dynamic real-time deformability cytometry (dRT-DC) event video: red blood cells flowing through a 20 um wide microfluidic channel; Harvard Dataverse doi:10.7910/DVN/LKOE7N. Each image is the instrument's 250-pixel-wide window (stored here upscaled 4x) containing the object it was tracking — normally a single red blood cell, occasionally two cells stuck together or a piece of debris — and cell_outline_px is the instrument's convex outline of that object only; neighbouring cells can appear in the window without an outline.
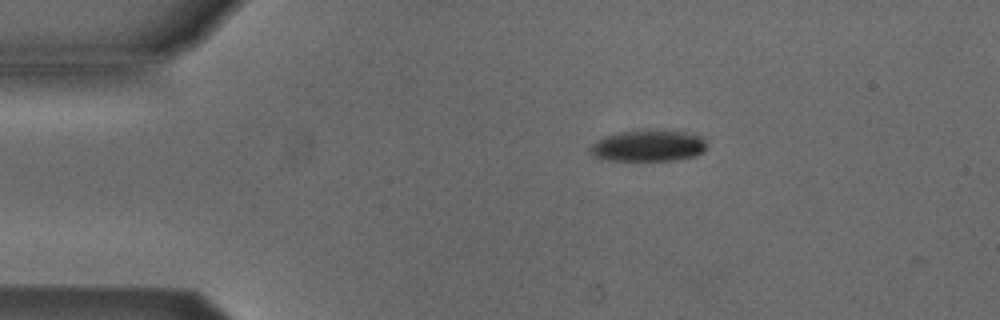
{"species": "Egyptian fruit bat (a non-hibernating species)", "species_latin": "Rousettus aegyptiacus", "temperature_condition": "cold", "stored_images_in_passage": 38, "camera_frame_rate_fps": 3000, "um_per_image_px": 0.085, "animal": {"sex": "male"}, "frame": {"image": 1, "passage_image": 1, "time_ms": 0.0, "image_size_px": [1000, 320], "cell_outline_px": [[708, 144], [704, 152], [696, 156], [676, 160], [608, 160], [592, 156], [588, 152], [588, 148], [596, 140], [604, 136], [616, 132], [648, 128], [692, 132], [700, 136]], "centroid_in_image_um": [55.11, 12.35], "position_along_channel_um": 29.9, "area_um2": 22.2}}
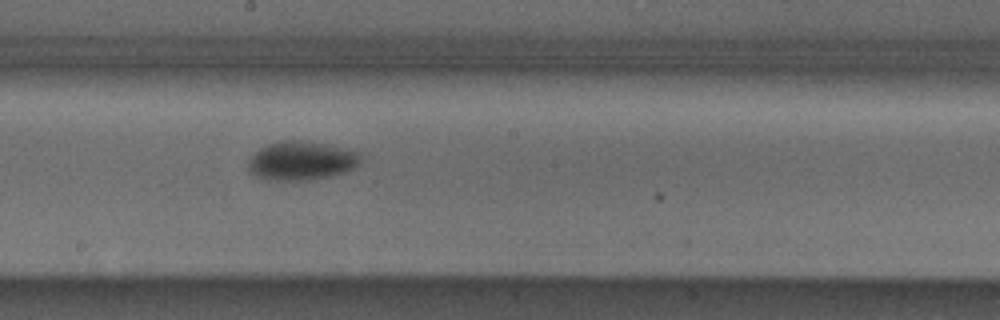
{"frame": {"image": 2, "passage_image": 20, "time_ms": 6.333, "image_size_px": [1000, 320], "cell_outline_px": [[360, 160], [352, 168], [344, 172], [328, 176], [308, 180], [268, 180], [256, 176], [248, 168], [248, 160], [260, 148], [268, 144], [280, 140], [300, 140], [324, 144], [356, 152], [360, 156]], "centroid_in_image_um": [25.55, 13.66], "position_along_channel_um": 222.7, "area_um2": 24.91}}
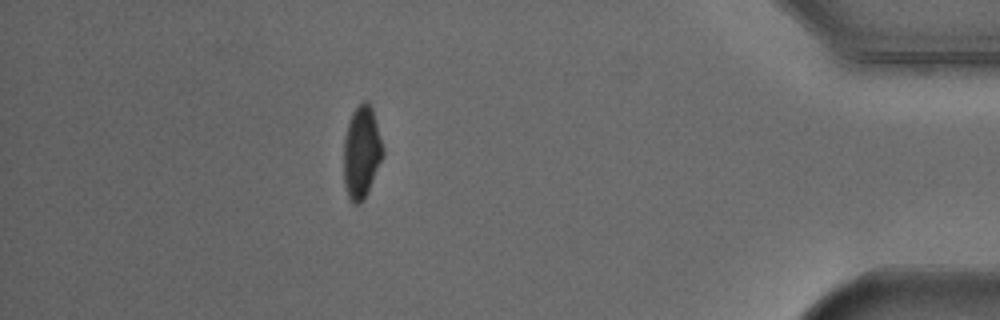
{"frame": {"image": 3, "passage_image": 38, "time_ms": 12.333, "image_size_px": [1000, 320], "cell_outline_px": [[384, 156], [368, 192], [364, 200], [360, 204], [352, 204], [348, 196], [344, 184], [344, 136], [352, 112], [364, 100], [368, 100], [372, 108], [384, 148]], "centroid_in_image_um": [30.74, 12.97], "position_along_channel_um": 404.5, "area_um2": 21.33}, "authors_computed_cell_mechanics": {"area_um2": 23.6113, "velocity_mm_per_s": 3.869, "shape_relaxation_time_tau1_ms": 2.6307, "shape_relaxation_time_tau2_ms": null, "deformation_change_tau1": 0.096, "deformation_change_tau2": null}}